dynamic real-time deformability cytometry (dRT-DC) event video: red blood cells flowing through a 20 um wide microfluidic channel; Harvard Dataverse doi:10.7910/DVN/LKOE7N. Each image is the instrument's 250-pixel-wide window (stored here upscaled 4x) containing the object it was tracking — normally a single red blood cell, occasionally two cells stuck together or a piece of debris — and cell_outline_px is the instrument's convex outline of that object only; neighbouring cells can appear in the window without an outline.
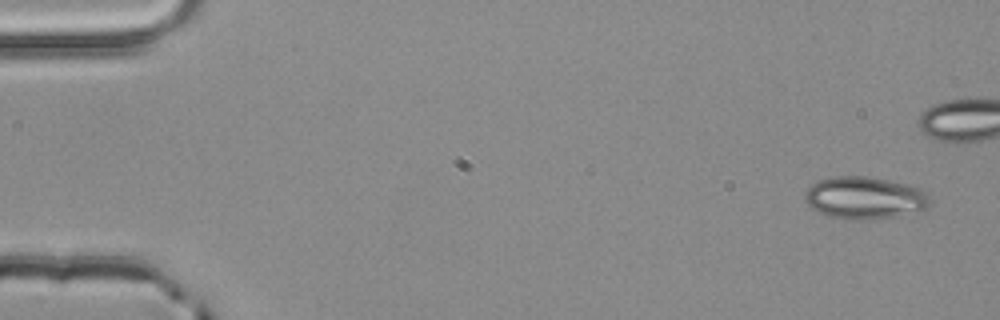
{"species": "common noctule bat (a hibernating species)", "species_latin": "Nyctalus noctula", "temperature_condition": "room temperature", "stored_images_in_passage": 5, "camera_frame_rate_fps": 3000, "um_per_image_px": 0.085, "animal": {"sex": "male", "body_mass_g": 20.4}, "frame": {"image": 1, "passage_image": 1, "time_ms": 0.0, "image_size_px": [1000, 320], "cell_outline_px": [[928, 204], [924, 208], [892, 216], [868, 220], [856, 220], [828, 216], [812, 208], [804, 200], [804, 192], [812, 184], [820, 180], [836, 176], [864, 176], [888, 180], [920, 188], [928, 196]], "centroid_in_image_um": [73.41, 16.81], "position_along_channel_um": 11.6, "area_um2": 30.17}}